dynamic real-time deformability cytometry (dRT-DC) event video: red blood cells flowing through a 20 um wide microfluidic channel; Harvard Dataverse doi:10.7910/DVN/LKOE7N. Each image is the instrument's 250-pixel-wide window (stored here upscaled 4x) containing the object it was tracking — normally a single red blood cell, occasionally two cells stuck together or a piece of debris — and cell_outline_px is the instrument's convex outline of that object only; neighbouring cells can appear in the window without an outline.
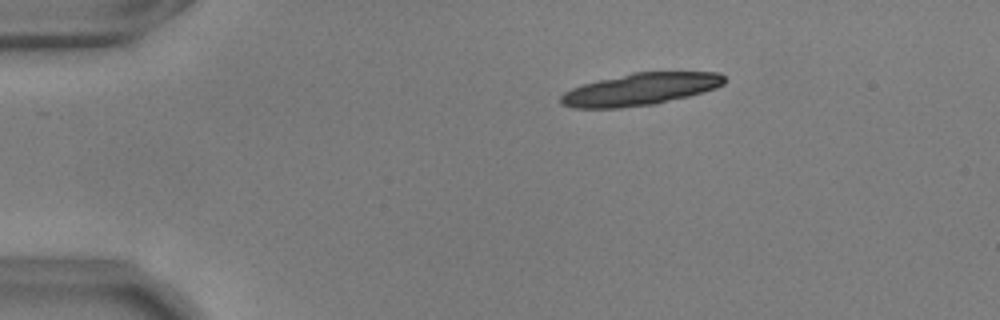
{"species": "common noctule bat (a hibernating species)", "species_latin": "Nyctalus noctula", "temperature_condition": "warm", "stored_images_in_passage": 12, "camera_frame_rate_fps": 3000, "um_per_image_px": 0.085, "animal": {"sex": "male", "body_mass_g": 17.9, "forearm_length_mm": 54.2}, "frame": {"image": 1, "passage_image": 1, "time_ms": 0.0, "image_size_px": [1000, 320], "cell_outline_px": [[724, 84], [716, 88], [704, 92], [656, 104], [620, 108], [576, 108], [560, 104], [560, 96], [564, 92], [572, 88], [584, 84], [632, 72], [720, 72], [724, 76]], "centroid_in_image_um": [54.43, 7.59], "position_along_channel_um": 30.6, "area_um2": 30.58}}